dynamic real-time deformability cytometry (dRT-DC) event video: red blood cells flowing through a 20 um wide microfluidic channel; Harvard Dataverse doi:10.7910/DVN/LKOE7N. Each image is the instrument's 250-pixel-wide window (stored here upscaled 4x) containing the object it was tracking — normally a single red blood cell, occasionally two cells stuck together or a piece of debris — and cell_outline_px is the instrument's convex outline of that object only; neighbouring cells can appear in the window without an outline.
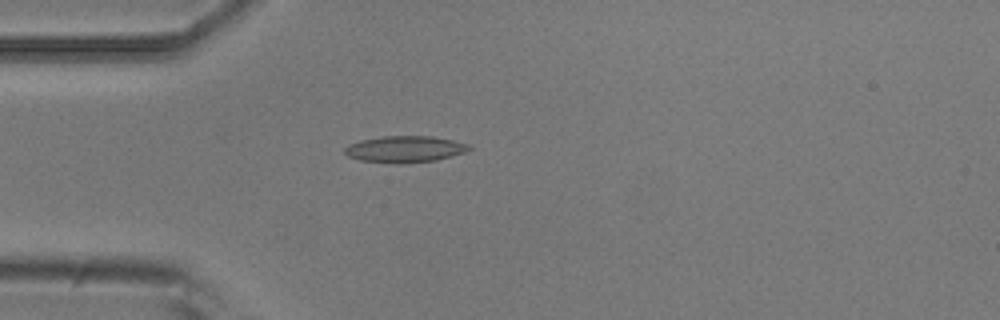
{"species": "common noctule bat (a hibernating species)", "species_latin": "Nyctalus noctula", "temperature_condition": "room temperature", "stored_images_in_passage": 4, "camera_frame_rate_fps": 3000, "um_per_image_px": 0.085, "animal": {"sex": "male", "body_mass_g": 20.5, "forearm_length_mm": 52.5}, "frame": {"image": 1, "passage_image": 4, "time_ms": 1.0, "image_size_px": [1000, 320], "cell_outline_px": [[472, 148], [464, 152], [436, 160], [400, 164], [396, 164], [360, 160], [348, 156], [344, 152], [344, 148], [348, 144], [360, 140], [380, 136], [432, 136], [452, 140], [468, 144]], "centroid_in_image_um": [34.37, 12.67], "position_along_channel_um": 50.6, "area_um2": 19.25}}